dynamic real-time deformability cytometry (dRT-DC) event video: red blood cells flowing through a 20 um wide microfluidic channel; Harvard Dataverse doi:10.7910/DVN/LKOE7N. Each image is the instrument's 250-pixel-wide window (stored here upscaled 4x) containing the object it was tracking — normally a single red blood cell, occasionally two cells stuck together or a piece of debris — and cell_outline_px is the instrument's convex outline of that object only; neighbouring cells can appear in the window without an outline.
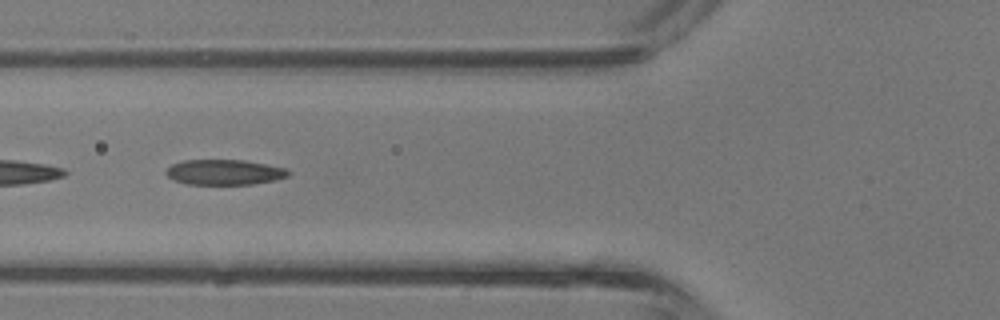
{"species": "common noctule bat (a hibernating species)", "species_latin": "Nyctalus noctula", "temperature_condition": "room temperature", "stored_images_in_passage": 18, "segment_of_instrument_passage": [2, 2], "camera_frame_rate_fps": 3000, "um_per_image_px": 0.085, "animal": {"sex": "male", "body_mass_g": 13.3}, "frame": {"image": 1, "passage_image": 15, "time_ms": 4.667, "image_size_px": [1000, 320], "cell_outline_px": [[288, 176], [272, 180], [252, 184], [188, 184], [172, 180], [164, 172], [172, 164], [184, 160], [244, 160], [284, 168], [288, 172]], "centroid_in_image_um": [19.0, 14.63], "position_along_channel_um": 106.8, "area_um2": 17.74}}